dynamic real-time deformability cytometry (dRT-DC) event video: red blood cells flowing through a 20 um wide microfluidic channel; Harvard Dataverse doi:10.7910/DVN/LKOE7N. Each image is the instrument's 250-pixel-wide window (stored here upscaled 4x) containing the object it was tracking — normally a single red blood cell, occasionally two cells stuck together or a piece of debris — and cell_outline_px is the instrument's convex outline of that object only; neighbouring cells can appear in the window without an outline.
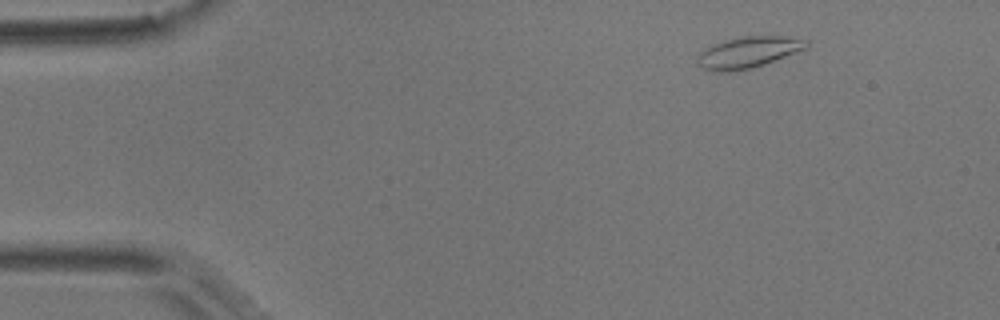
{"species": "common noctule bat (a hibernating species)", "species_latin": "Nyctalus noctula", "temperature_condition": "room temperature", "stored_images_in_passage": 5, "camera_frame_rate_fps": 3000, "um_per_image_px": 0.085, "animal": {"sex": "male", "body_mass_g": 17.9}, "frame": {"image": 1, "passage_image": 1, "time_ms": 0.0, "image_size_px": [1000, 320], "cell_outline_px": [[808, 48], [764, 64], [752, 68], [732, 72], [716, 72], [700, 68], [696, 64], [696, 56], [704, 48], [712, 44], [724, 40], [744, 36], [784, 36], [808, 40]], "centroid_in_image_um": [63.53, 4.46], "position_along_channel_um": 21.5, "area_um2": 20.17}}
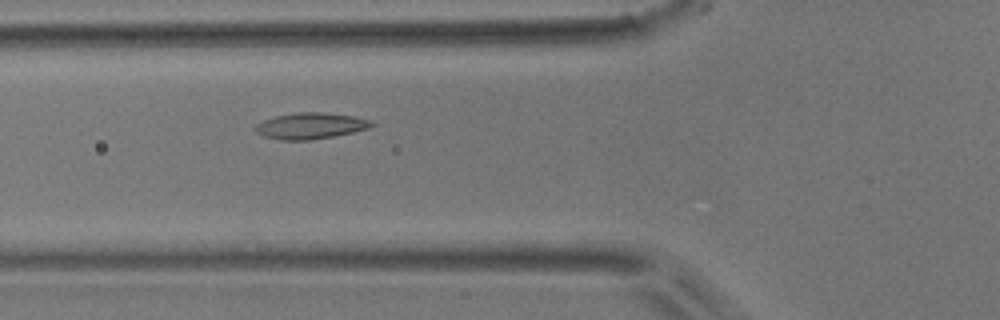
{"frame": {"image": 2, "passage_image": 5, "time_ms": 4.333, "image_size_px": [1000, 320], "cell_outline_px": [[376, 124], [368, 128], [352, 132], [312, 140], [280, 140], [264, 136], [256, 132], [252, 128], [256, 124], [264, 120], [276, 116], [300, 112], [320, 112], [352, 116], [368, 120]], "centroid_in_image_um": [26.34, 10.7], "position_along_channel_um": 99.5, "area_um2": 17.51}}